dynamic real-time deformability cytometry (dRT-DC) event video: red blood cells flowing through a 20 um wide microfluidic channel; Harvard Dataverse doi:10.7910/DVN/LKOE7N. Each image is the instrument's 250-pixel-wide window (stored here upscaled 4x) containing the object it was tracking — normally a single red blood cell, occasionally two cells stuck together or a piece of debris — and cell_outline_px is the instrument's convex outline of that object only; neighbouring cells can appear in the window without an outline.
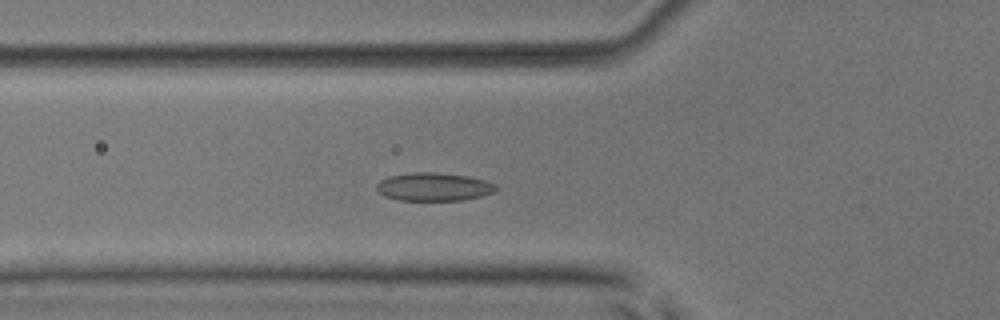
{"species": "common noctule bat (a hibernating species)", "species_latin": "Nyctalus noctula", "temperature_condition": "room temperature", "stored_images_in_passage": 50, "camera_frame_rate_fps": 3000, "um_per_image_px": 0.085, "animal": {"sex": "male", "body_mass_g": 17.9, "forearm_length_mm": 54.2}, "frame": {"image": 1, "passage_image": 15, "time_ms": 4.667, "image_size_px": [1000, 320], "cell_outline_px": [[496, 188], [492, 192], [480, 196], [464, 200], [396, 200], [384, 196], [376, 188], [376, 184], [380, 180], [388, 176], [412, 172], [436, 172], [468, 176], [484, 180], [496, 184]], "centroid_in_image_um": [36.83, 15.87], "position_along_channel_um": 89.0, "area_um2": 19.59}}
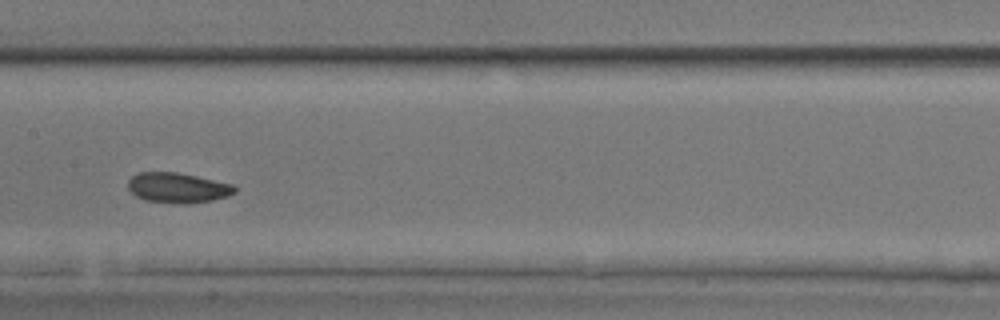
{"frame": {"image": 2, "passage_image": 23, "time_ms": 7.333, "image_size_px": [1000, 320], "cell_outline_px": [[236, 192], [228, 196], [212, 200], [184, 204], [180, 204], [144, 200], [136, 196], [128, 188], [128, 180], [132, 176], [140, 172], [176, 172], [196, 176], [232, 184], [236, 188]], "centroid_in_image_um": [15.09, 15.96], "position_along_channel_um": 192.3, "area_um2": 18.67}}
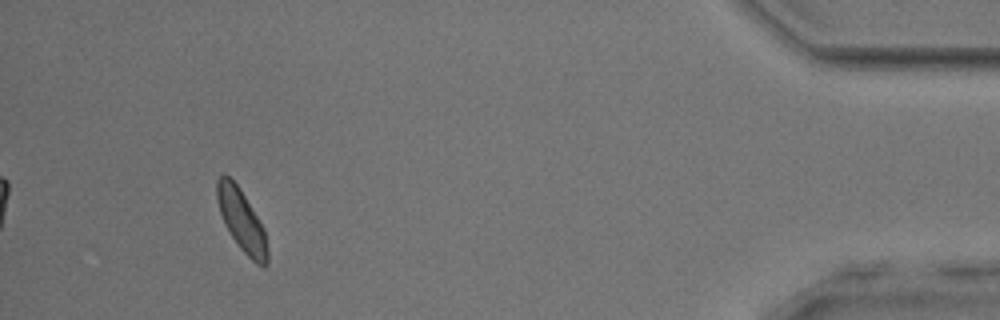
{"frame": {"image": 3, "passage_image": 45, "time_ms": 14.667, "image_size_px": [1000, 320], "cell_outline_px": [[268, 264], [264, 268], [256, 264], [240, 248], [224, 224], [220, 212], [216, 196], [216, 180], [224, 172], [240, 188], [260, 220], [264, 228], [268, 248]], "centroid_in_image_um": [20.55, 18.75], "position_along_channel_um": 414.6, "area_um2": 18.32}, "authors_computed_cell_mechanics": {"area_um2": 18.3226, "velocity_mm_per_s": 3.8951, "shape_relaxation_time_tau1_ms": 5.6841, "shape_relaxation_time_tau2_ms": 3.8042, "deformation_change_tau1": 0.0934, "deformation_change_tau2": 0.0843}}